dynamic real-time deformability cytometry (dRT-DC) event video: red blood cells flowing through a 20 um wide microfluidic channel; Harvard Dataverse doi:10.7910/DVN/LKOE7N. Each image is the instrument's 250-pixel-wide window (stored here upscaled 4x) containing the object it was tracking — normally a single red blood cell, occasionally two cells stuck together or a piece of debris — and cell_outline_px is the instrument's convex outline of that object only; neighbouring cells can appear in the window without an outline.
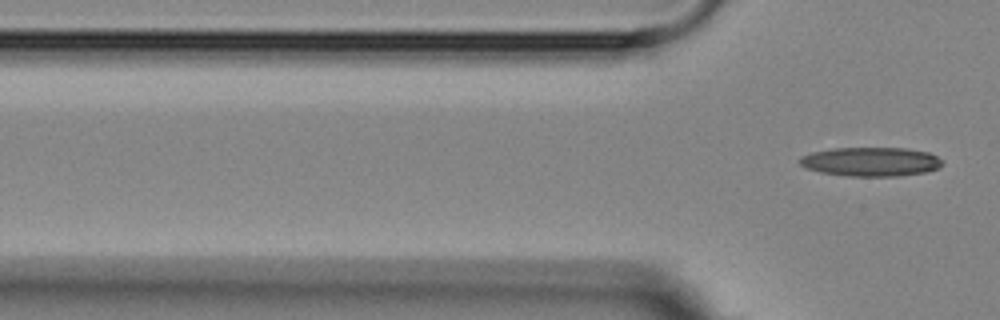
{"species": "Egyptian fruit bat (a non-hibernating species)", "species_latin": "Rousettus aegyptiacus", "temperature_condition": "room temperature", "stored_images_in_passage": 5, "camera_frame_rate_fps": 3000, "um_per_image_px": 0.085, "animal": {"sex": "female"}, "frame": {"image": 1, "passage_image": 5, "time_ms": 5.333, "image_size_px": [1000, 320], "cell_outline_px": [[944, 164], [940, 168], [924, 172], [900, 176], [848, 176], [820, 172], [808, 168], [800, 164], [796, 160], [800, 156], [812, 152], [832, 148], [908, 148], [928, 152], [936, 156]], "centroid_in_image_um": [74.01, 13.74], "position_along_channel_um": 51.8, "area_um2": 24.28}}